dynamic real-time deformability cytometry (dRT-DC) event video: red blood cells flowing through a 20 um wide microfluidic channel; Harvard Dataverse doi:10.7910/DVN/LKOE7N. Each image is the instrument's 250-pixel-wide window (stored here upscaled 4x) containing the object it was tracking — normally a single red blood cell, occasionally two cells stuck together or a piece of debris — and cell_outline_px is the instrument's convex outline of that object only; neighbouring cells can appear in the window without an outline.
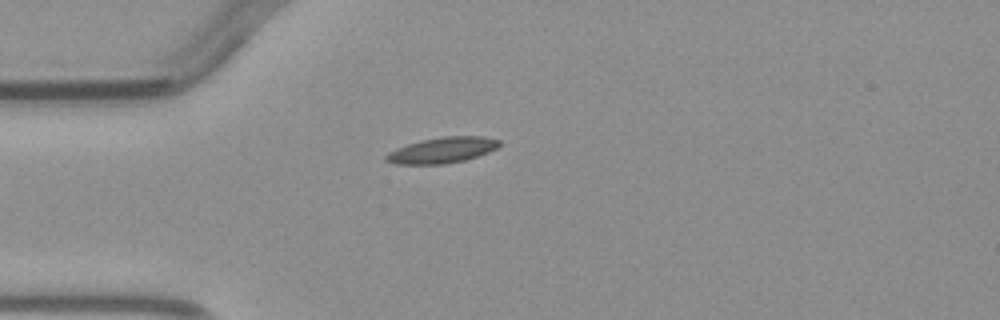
{"species": "common noctule bat (a hibernating species)", "species_latin": "Nyctalus noctula", "temperature_condition": "warm", "stored_images_in_passage": 1, "camera_frame_rate_fps": 3000, "um_per_image_px": 0.085, "animal": {"sex": "male", "body_mass_g": 23.1, "forearm_length_mm": 52.7}, "frame": {"image": 1, "passage_image": 1, "time_ms": 0.0, "image_size_px": [1000, 320], "cell_outline_px": [[500, 144], [496, 148], [488, 152], [464, 160], [444, 164], [396, 164], [384, 160], [384, 156], [388, 152], [396, 148], [420, 140], [444, 136], [484, 136], [500, 140]], "centroid_in_image_um": [37.56, 12.76], "position_along_channel_um": 47.4, "area_um2": 16.99}}